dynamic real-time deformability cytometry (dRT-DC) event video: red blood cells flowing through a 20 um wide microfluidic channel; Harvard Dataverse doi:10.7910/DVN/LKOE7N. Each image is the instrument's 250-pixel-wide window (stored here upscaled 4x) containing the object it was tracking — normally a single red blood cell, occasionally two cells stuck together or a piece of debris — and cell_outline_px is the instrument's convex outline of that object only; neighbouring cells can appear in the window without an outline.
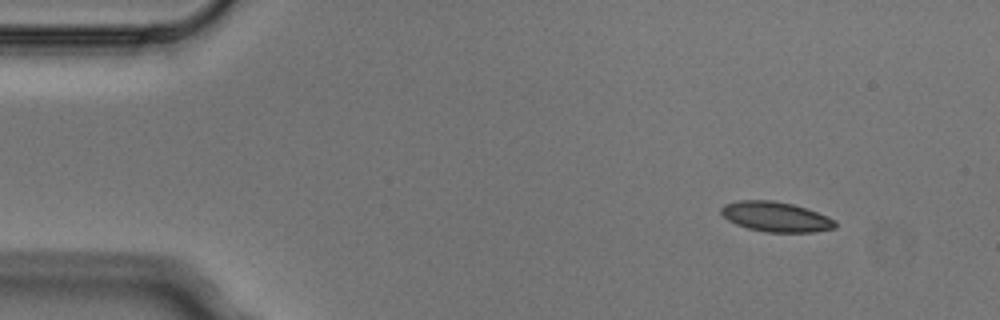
{"species": "Egyptian fruit bat (a non-hibernating species)", "species_latin": "Rousettus aegyptiacus", "temperature_condition": "cold", "stored_images_in_passage": 4, "camera_frame_rate_fps": 3000, "um_per_image_px": 0.085, "animal": {"sex": "male"}, "frame": {"image": 1, "passage_image": 1, "time_ms": 0.0, "image_size_px": [1000, 320], "cell_outline_px": [[836, 228], [812, 232], [764, 232], [748, 228], [736, 224], [728, 220], [720, 212], [720, 208], [724, 204], [740, 200], [772, 200], [792, 204], [828, 216], [836, 220]], "centroid_in_image_um": [65.93, 18.43], "position_along_channel_um": 19.1, "area_um2": 19.88}}
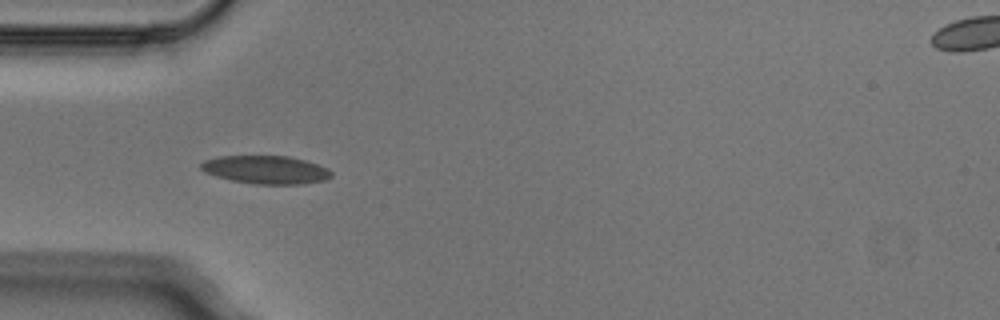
{"frame": {"image": 2, "passage_image": 3, "time_ms": 0.667, "image_size_px": [1000, 320], "cell_outline_px": [[332, 176], [324, 180], [300, 184], [256, 184], [232, 180], [216, 176], [204, 172], [200, 168], [200, 164], [204, 160], [220, 156], [288, 156], [304, 160], [328, 168], [332, 172]], "centroid_in_image_um": [22.58, 14.42], "position_along_channel_um": 62.4, "area_um2": 21.27}}
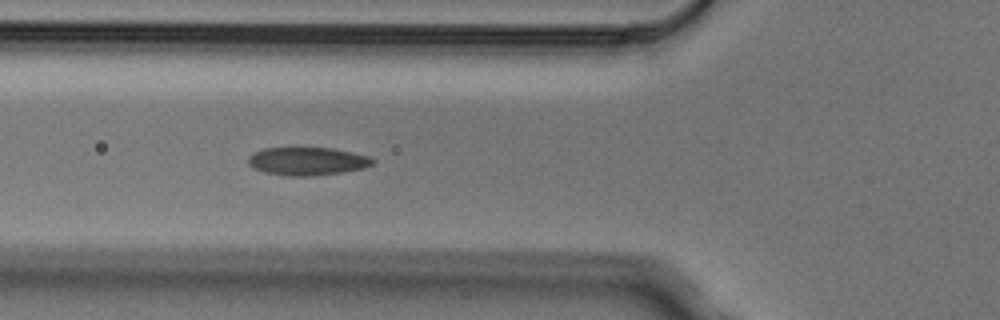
{"frame": {"image": 3, "passage_image": 4, "time_ms": 1.0, "image_size_px": [1000, 320], "cell_outline_px": [[376, 160], [372, 164], [364, 168], [344, 172], [312, 176], [288, 176], [264, 172], [252, 168], [248, 164], [248, 156], [252, 152], [264, 148], [296, 144], [332, 148], [372, 156]], "centroid_in_image_um": [26.09, 13.65], "position_along_channel_um": 99.7, "area_um2": 21.62}}